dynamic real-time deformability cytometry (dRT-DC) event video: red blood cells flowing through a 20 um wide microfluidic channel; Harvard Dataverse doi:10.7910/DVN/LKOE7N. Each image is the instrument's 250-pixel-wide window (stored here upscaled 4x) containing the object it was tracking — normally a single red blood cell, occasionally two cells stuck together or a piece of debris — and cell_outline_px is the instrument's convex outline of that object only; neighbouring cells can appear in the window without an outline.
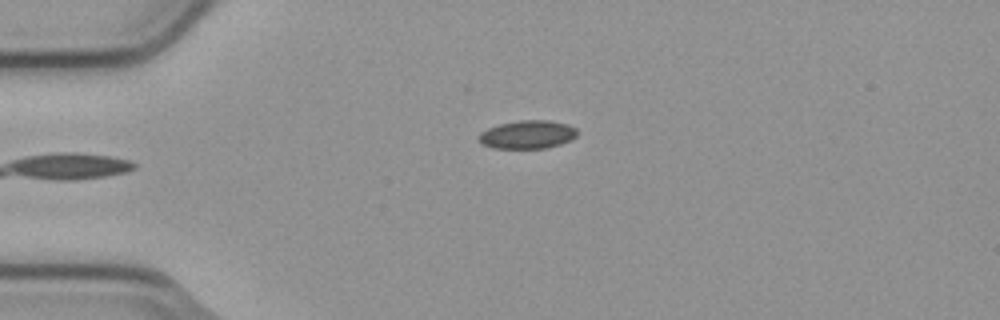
{"species": "common noctule bat (a hibernating species)", "species_latin": "Nyctalus noctula", "temperature_condition": "cold", "stored_images_in_passage": 4, "camera_frame_rate_fps": 3000, "um_per_image_px": 0.085, "animal": {"sex": "male", "body_mass_g": 23.1, "forearm_length_mm": 52.7}, "frame": {"image": 1, "passage_image": 4, "time_ms": 1.0, "image_size_px": [1000, 320], "cell_outline_px": [[576, 136], [572, 140], [560, 144], [544, 148], [496, 148], [484, 144], [476, 136], [480, 132], [488, 128], [500, 124], [520, 120], [548, 120], [568, 124], [576, 128]], "centroid_in_image_um": [44.85, 11.43], "position_along_channel_um": 40.1, "area_um2": 16.13}}